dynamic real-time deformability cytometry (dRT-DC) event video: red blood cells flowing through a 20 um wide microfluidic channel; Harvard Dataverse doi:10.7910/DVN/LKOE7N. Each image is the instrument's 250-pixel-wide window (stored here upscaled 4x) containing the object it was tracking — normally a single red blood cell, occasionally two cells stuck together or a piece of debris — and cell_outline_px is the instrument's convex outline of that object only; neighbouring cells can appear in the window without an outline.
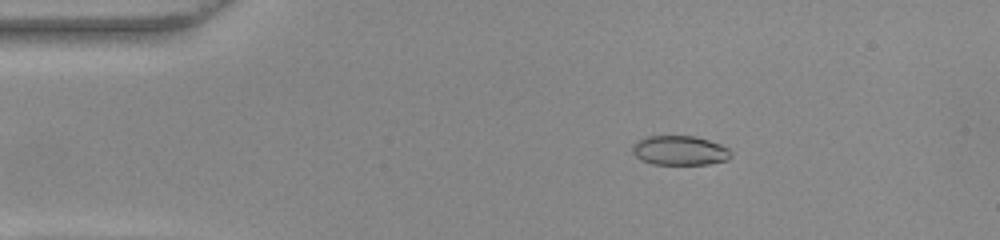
{"species": "common noctule bat (a hibernating species)", "species_latin": "Nyctalus noctula", "temperature_condition": "warm", "stored_images_in_passage": 49, "camera_frame_rate_fps": 3000, "um_per_image_px": 0.085, "animal": {"sex": "female", "body_mass_g": 22.0, "forearm_length_mm": 56.7}, "frame": {"image": 1, "passage_image": 9, "time_ms": 2.667, "image_size_px": [1000, 240], "cell_outline_px": [[732, 156], [728, 160], [708, 164], [652, 164], [640, 160], [632, 152], [632, 144], [648, 136], [696, 136], [720, 144], [728, 148], [732, 152]], "centroid_in_image_um": [57.79, 12.79], "position_along_channel_um": 27.2, "area_um2": 16.99}}
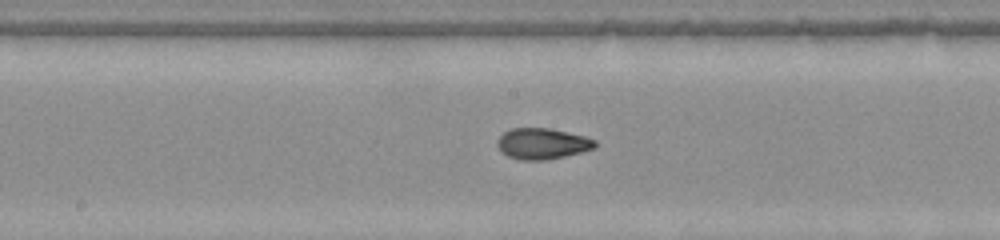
{"frame": {"image": 2, "passage_image": 27, "time_ms": 8.667, "image_size_px": [1000, 240], "cell_outline_px": [[596, 148], [564, 156], [544, 160], [520, 160], [508, 156], [500, 152], [496, 144], [496, 140], [504, 132], [512, 128], [548, 128], [568, 132], [584, 136], [596, 140]], "centroid_in_image_um": [46.06, 12.21], "position_along_channel_um": 202.1, "area_um2": 17.69}}
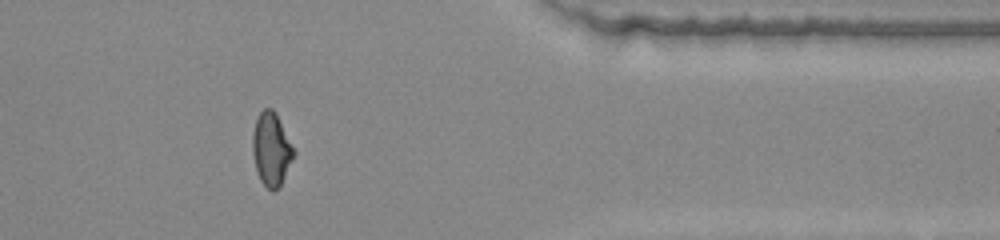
{"frame": {"image": 3, "passage_image": 43, "time_ms": 14.0, "image_size_px": [1000, 240], "cell_outline_px": [[296, 152], [280, 184], [272, 192], [260, 180], [256, 172], [252, 152], [252, 132], [256, 120], [260, 112], [264, 108], [272, 108], [276, 112]], "centroid_in_image_um": [23.04, 12.65], "position_along_channel_um": 388.4, "area_um2": 17.51}, "authors_computed_cell_mechanics": {"area_um2": 17.5712, "velocity_mm_per_s": 3.8891, "shape_relaxation_time_tau1_ms": null, "shape_relaxation_time_tau2_ms": 1.4222, "deformation_change_tau1": null, "deformation_change_tau2": 0.0594}}